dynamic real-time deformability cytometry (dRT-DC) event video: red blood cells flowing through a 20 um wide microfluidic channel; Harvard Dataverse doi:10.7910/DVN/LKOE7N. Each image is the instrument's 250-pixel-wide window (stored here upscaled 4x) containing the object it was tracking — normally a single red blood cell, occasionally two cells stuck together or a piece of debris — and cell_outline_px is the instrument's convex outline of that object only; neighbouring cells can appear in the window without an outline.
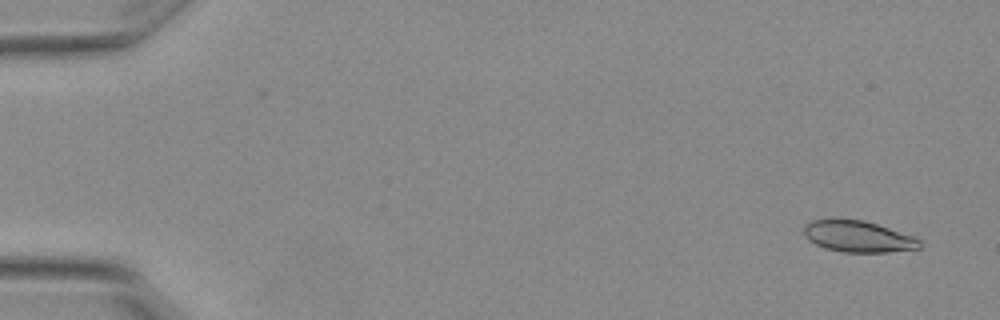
{"species": "Egyptian fruit bat (a non-hibernating species)", "species_latin": "Rousettus aegyptiacus", "temperature_condition": "warm", "stored_images_in_passage": 6, "camera_frame_rate_fps": 3000, "um_per_image_px": 0.085, "animal": {"sex": "female"}, "frame": {"image": 1, "passage_image": 1, "time_ms": 0.0, "image_size_px": [1000, 320], "cell_outline_px": [[920, 248], [888, 252], [844, 252], [824, 248], [808, 240], [804, 232], [804, 224], [812, 220], [832, 216], [864, 220], [912, 236], [920, 240]], "centroid_in_image_um": [72.85, 20.06], "position_along_channel_um": 12.2, "area_um2": 21.5}}
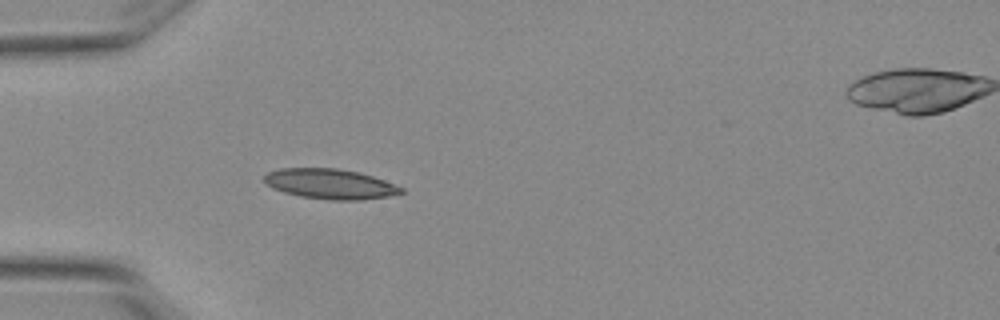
{"frame": {"image": 2, "passage_image": 5, "time_ms": 1.333, "image_size_px": [1000, 320], "cell_outline_px": [[404, 192], [388, 196], [360, 200], [332, 200], [300, 196], [284, 192], [272, 188], [264, 180], [264, 176], [268, 172], [280, 168], [336, 168], [356, 172], [372, 176], [384, 180], [404, 188]], "centroid_in_image_um": [28.06, 15.63], "position_along_channel_um": 56.9, "area_um2": 23.81}}